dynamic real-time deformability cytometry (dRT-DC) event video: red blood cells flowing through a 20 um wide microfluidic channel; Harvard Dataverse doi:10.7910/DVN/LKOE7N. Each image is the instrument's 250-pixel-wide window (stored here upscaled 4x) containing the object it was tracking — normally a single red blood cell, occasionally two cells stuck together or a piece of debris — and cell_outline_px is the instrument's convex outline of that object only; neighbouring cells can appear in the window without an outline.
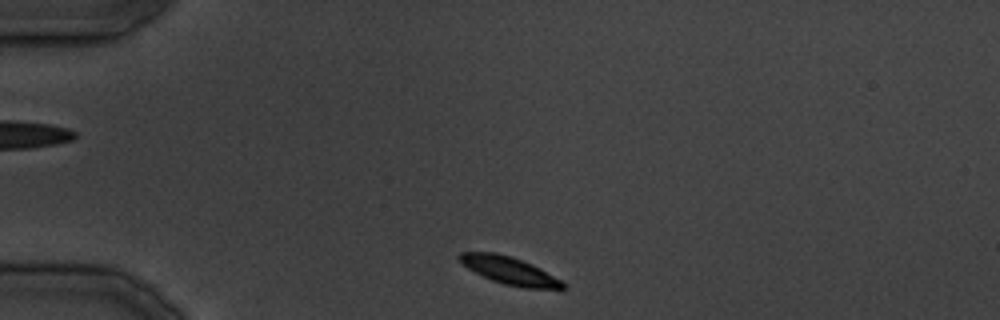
{"species": "common noctule bat (a hibernating species)", "species_latin": "Nyctalus noctula", "temperature_condition": "cold", "stored_images_in_passage": 30, "segment_of_instrument_passage": [1, 2], "camera_frame_rate_fps": 3000, "um_per_image_px": 0.085, "animal": {"sex": "male", "body_mass_g": 19.5, "forearm_length_mm": 54.6}, "frame": {"image": 1, "passage_image": 1, "time_ms": 0.0, "image_size_px": [1000, 320], "cell_outline_px": [[568, 288], [524, 288], [504, 284], [492, 280], [468, 268], [456, 256], [460, 252], [496, 252], [532, 264], [540, 268], [568, 284]], "centroid_in_image_um": [43.33, 23.0], "position_along_channel_um": 41.7, "area_um2": 16.36}}
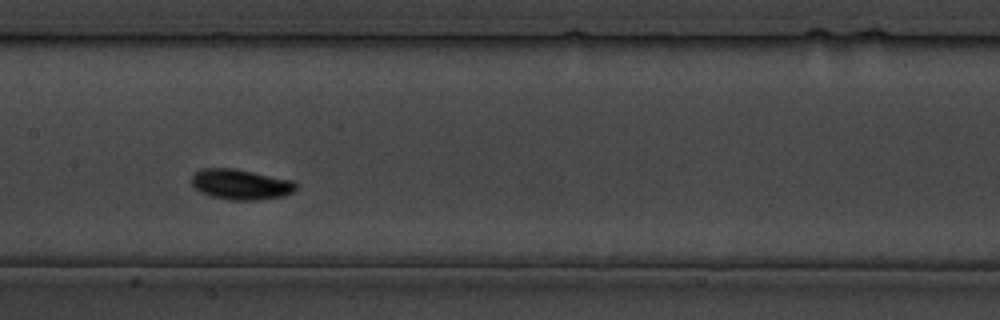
{"frame": {"image": 2, "passage_image": 11, "time_ms": 12.333, "image_size_px": [1000, 320], "cell_outline_px": [[300, 184], [292, 192], [284, 196], [256, 200], [228, 200], [212, 196], [200, 192], [192, 184], [192, 176], [200, 168], [236, 168], [292, 180]], "centroid_in_image_um": [20.48, 15.66], "position_along_channel_um": 186.9, "area_um2": 18.61}}
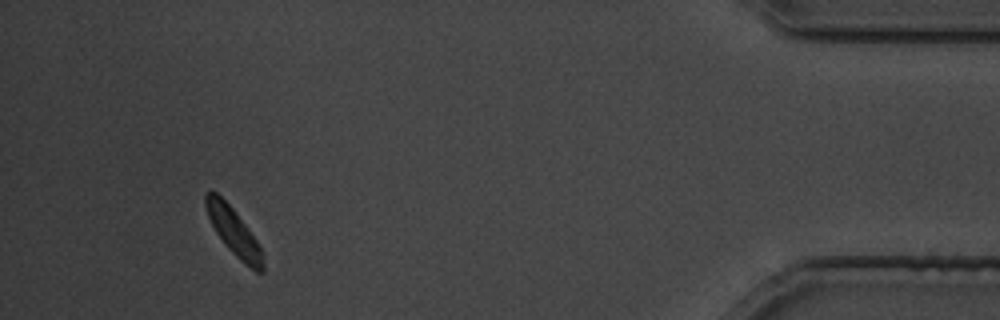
{"frame": {"image": 3, "passage_image": 27, "time_ms": 31.667, "image_size_px": [1000, 320], "cell_outline_px": [[264, 272], [256, 272], [244, 264], [224, 244], [216, 232], [208, 216], [204, 204], [204, 192], [216, 192], [232, 208], [256, 240], [260, 248], [264, 264]], "centroid_in_image_um": [19.85, 19.71], "position_along_channel_um": 415.4, "area_um2": 15.37}}